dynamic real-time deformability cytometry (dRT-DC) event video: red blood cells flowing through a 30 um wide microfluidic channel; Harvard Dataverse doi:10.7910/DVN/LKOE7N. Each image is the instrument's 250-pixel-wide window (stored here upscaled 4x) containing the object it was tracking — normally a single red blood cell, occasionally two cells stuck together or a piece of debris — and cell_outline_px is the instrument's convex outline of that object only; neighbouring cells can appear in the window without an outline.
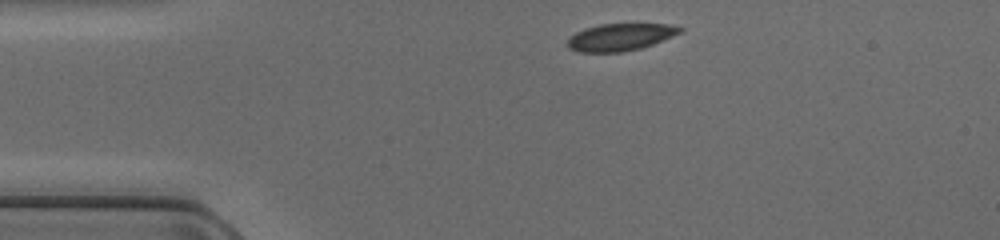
{"species": "common noctule bat (a hibernating species)", "species_latin": "Nyctalus noctula", "temperature_condition": "cold", "stored_images_in_passage": 39, "camera_frame_rate_fps": 3000, "um_per_image_px": 0.085, "animal": {"sex": "female", "body_mass_g": 17.0, "forearm_length_mm": 48.0}, "frame": {"image": 1, "passage_image": 1, "time_ms": 0.0, "image_size_px": [1000, 240], "cell_outline_px": [[684, 32], [652, 44], [640, 48], [624, 52], [580, 52], [568, 48], [568, 36], [584, 28], [600, 24], [668, 24], [684, 28]], "centroid_in_image_um": [52.72, 3.15], "position_along_channel_um": 32.3, "area_um2": 17.92}}
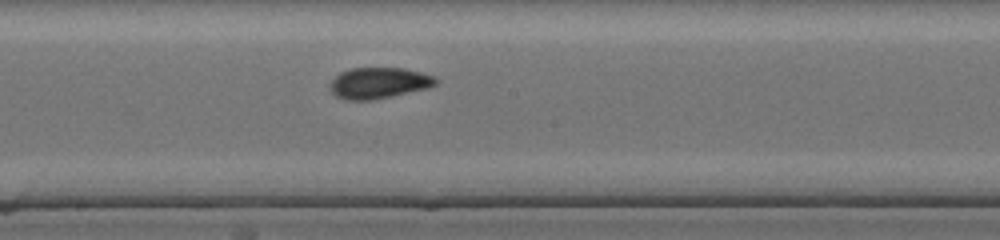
{"frame": {"image": 2, "passage_image": 17, "time_ms": 5.333, "image_size_px": [1000, 240], "cell_outline_px": [[440, 80], [436, 84], [428, 88], [392, 96], [372, 100], [344, 100], [336, 96], [328, 88], [328, 84], [340, 72], [352, 68], [404, 68], [420, 72], [432, 76]], "centroid_in_image_um": [32.17, 7.06], "position_along_channel_um": 216.0, "area_um2": 19.25}}
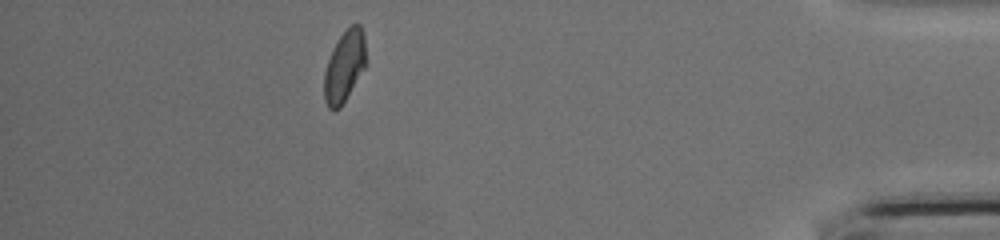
{"frame": {"image": 3, "passage_image": 34, "time_ms": 11.0, "image_size_px": [1000, 240], "cell_outline_px": [[364, 68], [340, 108], [332, 112], [328, 108], [324, 100], [324, 72], [332, 48], [340, 36], [352, 24], [360, 24], [364, 36]], "centroid_in_image_um": [29.23, 5.67], "position_along_channel_um": 406.0, "area_um2": 17.05}}